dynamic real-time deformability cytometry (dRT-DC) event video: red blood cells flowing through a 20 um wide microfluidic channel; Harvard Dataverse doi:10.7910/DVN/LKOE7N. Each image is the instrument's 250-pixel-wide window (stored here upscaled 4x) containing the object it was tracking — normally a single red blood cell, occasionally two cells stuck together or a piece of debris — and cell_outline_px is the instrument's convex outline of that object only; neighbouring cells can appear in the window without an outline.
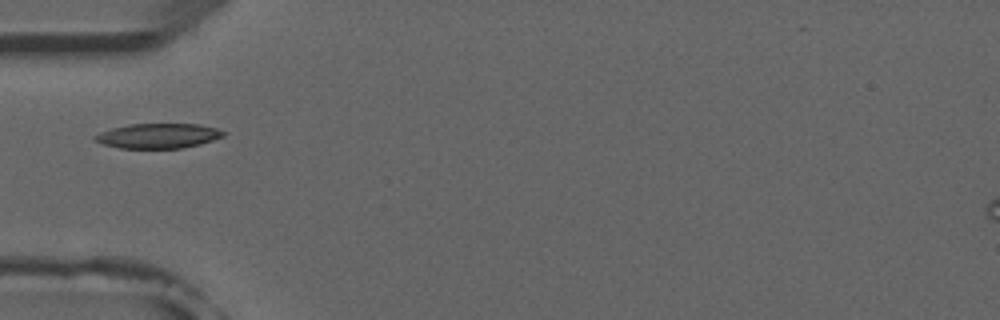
{"species": "common noctule bat (a hibernating species)", "species_latin": "Nyctalus noctula", "temperature_condition": "room temperature", "stored_images_in_passage": 2, "camera_frame_rate_fps": 3000, "um_per_image_px": 0.085, "animal": {"sex": "male", "forearm_length_mm": 52.5}, "frame": {"image": 1, "passage_image": 1, "time_ms": 0.0, "image_size_px": [1000, 320], "cell_outline_px": [[228, 132], [224, 136], [200, 144], [180, 148], [120, 148], [104, 144], [96, 140], [92, 136], [100, 132], [112, 128], [128, 124], [200, 124], [216, 128]], "centroid_in_image_um": [13.47, 11.54], "position_along_channel_um": 71.5, "area_um2": 18.55}}
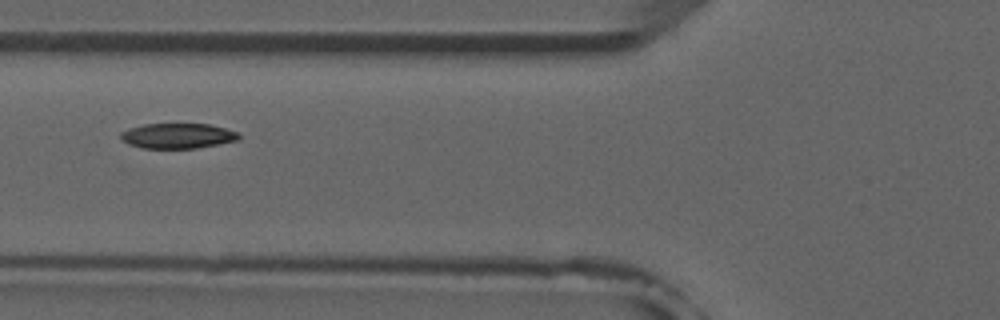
{"frame": {"image": 2, "passage_image": 2, "time_ms": 1.0, "image_size_px": [1000, 320], "cell_outline_px": [[240, 140], [220, 144], [196, 148], [144, 148], [128, 144], [120, 136], [120, 132], [128, 128], [144, 124], [208, 124], [224, 128], [236, 132], [240, 136]], "centroid_in_image_um": [15.1, 11.55], "position_along_channel_um": 110.7, "area_um2": 17.28}}